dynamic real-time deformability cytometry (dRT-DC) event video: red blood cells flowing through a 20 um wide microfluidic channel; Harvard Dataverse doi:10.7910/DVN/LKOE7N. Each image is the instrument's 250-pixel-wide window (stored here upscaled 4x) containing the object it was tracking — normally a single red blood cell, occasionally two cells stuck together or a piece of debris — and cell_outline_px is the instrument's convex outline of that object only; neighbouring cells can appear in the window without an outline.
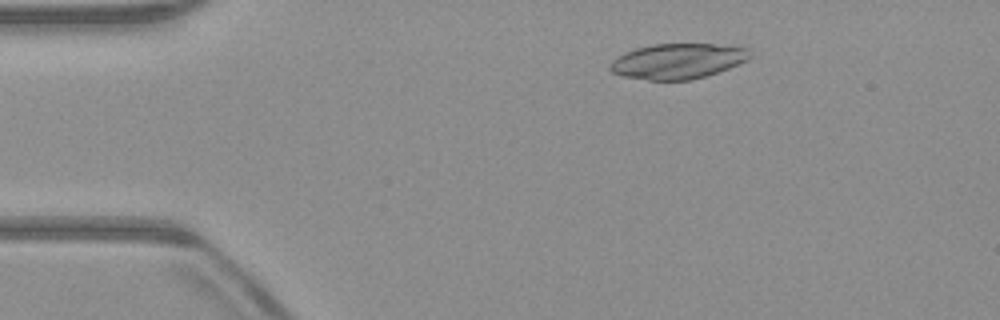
{"species": "common noctule bat (a hibernating species)", "species_latin": "Nyctalus noctula", "temperature_condition": "warm", "stored_images_in_passage": 52, "camera_frame_rate_fps": 3000, "um_per_image_px": 0.085, "animal": {"sex": "male", "body_mass_g": 23.1, "forearm_length_mm": 52.7}, "frame": {"image": 1, "passage_image": 9, "time_ms": 2.667, "image_size_px": [1000, 320], "cell_outline_px": [[752, 56], [748, 60], [728, 68], [692, 80], [648, 80], [620, 76], [612, 72], [608, 68], [608, 64], [616, 56], [624, 52], [636, 48], [652, 44], [732, 44], [748, 48], [752, 52]], "centroid_in_image_um": [57.61, 5.18], "position_along_channel_um": 27.4, "area_um2": 29.25}}
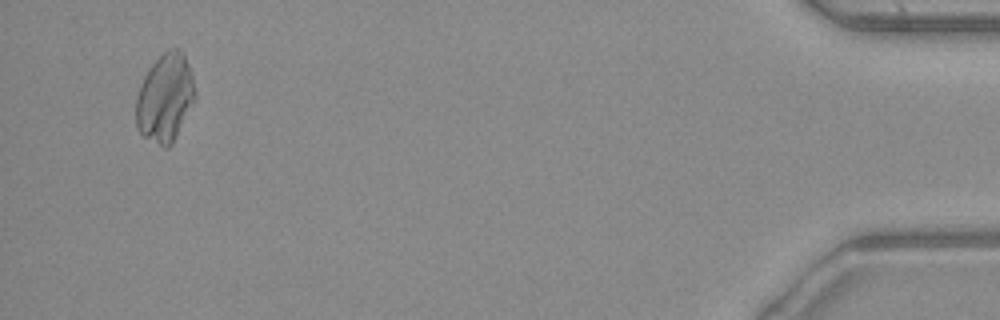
{"frame": {"image": 2, "passage_image": 50, "time_ms": 16.333, "image_size_px": [1000, 320], "cell_outline_px": [[196, 100], [172, 144], [168, 148], [164, 148], [144, 136], [136, 128], [136, 96], [140, 84], [148, 68], [168, 48], [180, 48], [188, 64], [192, 76], [196, 92]], "centroid_in_image_um": [14.04, 8.33], "position_along_channel_um": 421.2, "area_um2": 30.58}}